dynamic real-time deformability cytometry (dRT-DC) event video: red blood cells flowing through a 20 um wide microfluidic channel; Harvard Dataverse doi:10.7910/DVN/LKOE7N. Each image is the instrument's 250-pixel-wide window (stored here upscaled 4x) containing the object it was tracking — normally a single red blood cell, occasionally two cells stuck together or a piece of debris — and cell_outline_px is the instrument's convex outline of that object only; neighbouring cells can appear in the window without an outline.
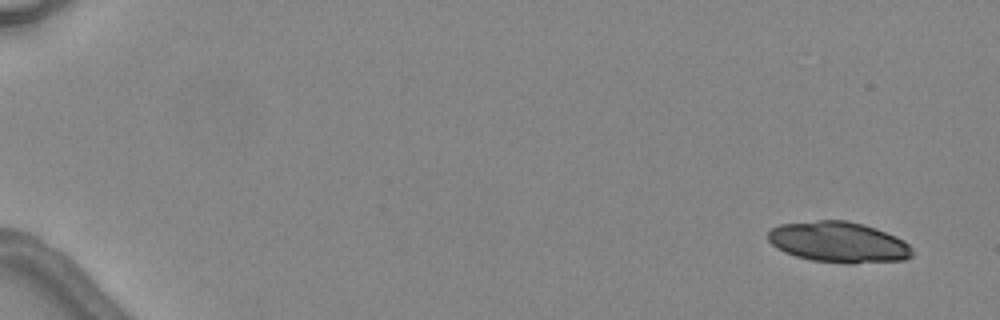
{"species": "common noctule bat (a hibernating species)", "species_latin": "Nyctalus noctula", "temperature_condition": "warm", "stored_images_in_passage": 5, "camera_frame_rate_fps": 3000, "um_per_image_px": 0.085, "animal": {"sex": "female", "body_mass_g": 24.6, "forearm_length_mm": 56.2}, "frame": {"image": 1, "passage_image": 1, "time_ms": 0.0, "image_size_px": [1000, 320], "cell_outline_px": [[912, 256], [904, 260], [852, 264], [848, 264], [812, 260], [796, 256], [784, 252], [776, 248], [768, 240], [768, 232], [772, 228], [780, 224], [816, 220], [848, 220], [864, 224], [876, 228], [896, 236], [904, 240], [912, 248]], "centroid_in_image_um": [71.29, 20.58], "position_along_channel_um": 13.7, "area_um2": 34.56}}